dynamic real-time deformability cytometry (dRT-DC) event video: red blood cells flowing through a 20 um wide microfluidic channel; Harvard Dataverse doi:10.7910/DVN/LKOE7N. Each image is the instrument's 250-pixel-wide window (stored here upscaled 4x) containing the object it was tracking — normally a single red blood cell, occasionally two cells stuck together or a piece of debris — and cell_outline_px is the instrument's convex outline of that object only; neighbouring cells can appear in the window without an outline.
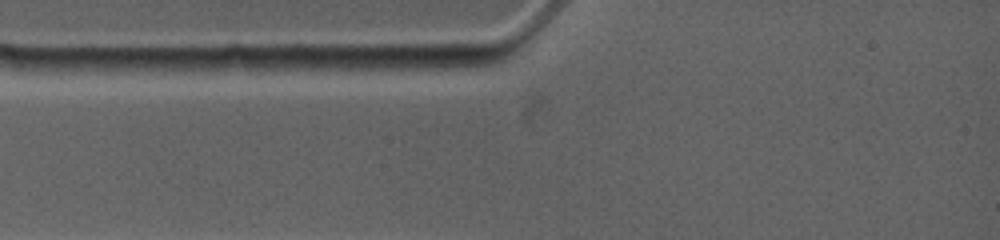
{"species": "common noctule bat (a hibernating species)", "species_latin": "Nyctalus noctula", "temperature_condition": "warm", "stored_images_in_passage": 4, "camera_frame_rate_fps": 4500, "um_per_image_px": 0.085, "animal": {"sex": "female", "body_mass_g": 19.0, "forearm_length_mm": 53.3}, "frame": {"image": 1, "passage_image": 1, "time_ms": 0.0, "image_size_px": [1000, 240], "cell_outline_px": [[500, 60], [488, 64], [468, 68], [436, 72], [368, 68], [372, 56], [488, 56]], "centroid_in_image_um": [36.46, 5.33], "position_along_channel_um": 48.5, "area_um2": 11.73}}